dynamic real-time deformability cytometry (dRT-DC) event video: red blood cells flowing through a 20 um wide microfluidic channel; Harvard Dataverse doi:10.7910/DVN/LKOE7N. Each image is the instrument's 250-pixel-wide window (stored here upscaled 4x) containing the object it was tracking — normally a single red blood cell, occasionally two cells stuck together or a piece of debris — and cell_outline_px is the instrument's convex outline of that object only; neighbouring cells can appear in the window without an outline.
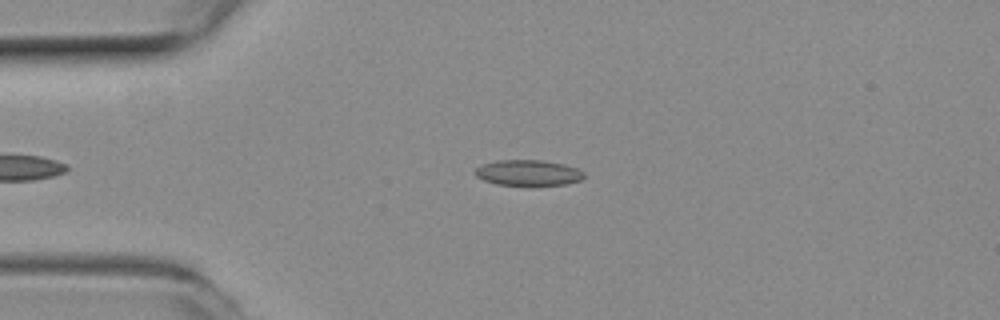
{"species": "common noctule bat (a hibernating species)", "species_latin": "Nyctalus noctula", "temperature_condition": "room temperature", "stored_images_in_passage": 39, "camera_frame_rate_fps": 3000, "um_per_image_px": 0.085, "animal": {"sex": "female", "body_mass_g": 19.3, "forearm_length_mm": 54.1}, "frame": {"image": 1, "passage_image": 4, "time_ms": 1.0, "image_size_px": [1000, 320], "cell_outline_px": [[584, 176], [580, 180], [564, 184], [532, 188], [496, 184], [484, 180], [476, 176], [472, 172], [480, 164], [496, 160], [544, 160], [564, 164], [576, 168], [584, 172]], "centroid_in_image_um": [44.86, 14.72], "position_along_channel_um": 40.1, "area_um2": 17.11}}
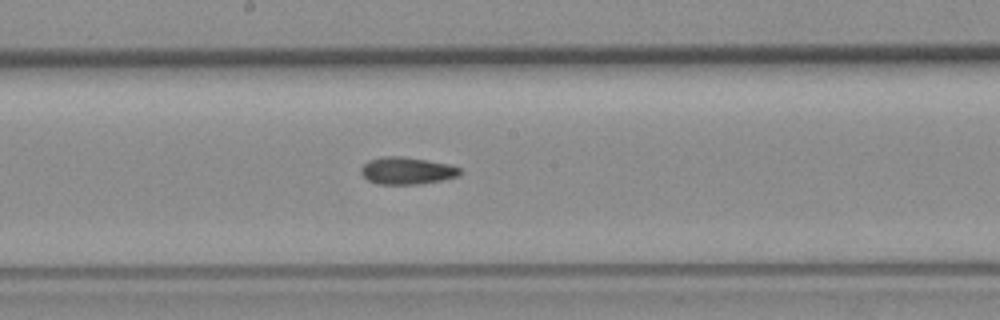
{"frame": {"image": 2, "passage_image": 19, "time_ms": 6.0, "image_size_px": [1000, 320], "cell_outline_px": [[460, 176], [420, 184], [376, 184], [368, 180], [360, 172], [360, 168], [368, 160], [384, 156], [400, 156], [448, 164], [460, 168]], "centroid_in_image_um": [34.55, 14.51], "position_along_channel_um": 213.7, "area_um2": 15.55}}
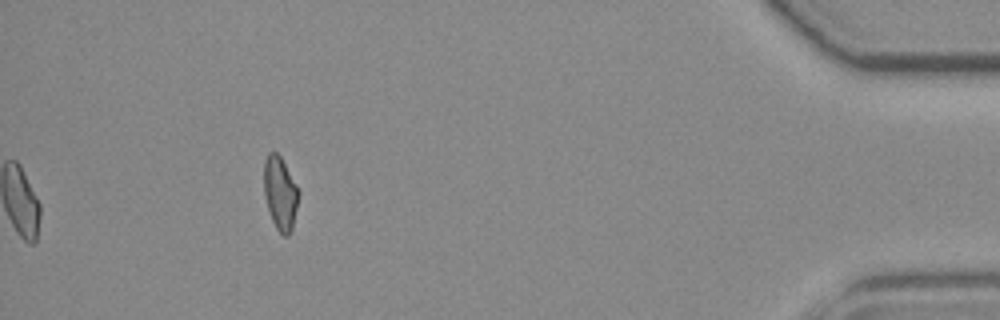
{"frame": {"image": 3, "passage_image": 39, "time_ms": 12.667, "image_size_px": [1000, 320], "cell_outline_px": [[300, 192], [292, 228], [288, 236], [284, 236], [276, 228], [272, 220], [264, 196], [264, 160], [268, 152], [276, 152], [280, 156], [300, 188]], "centroid_in_image_um": [23.83, 16.39], "position_along_channel_um": 411.4, "area_um2": 14.97}, "authors_computed_cell_mechanics": {"area_um2": 15.7794, "velocity_mm_per_s": 3.9538, "shape_relaxation_time_tau1_ms": null, "shape_relaxation_time_tau2_ms": 4.9822, "deformation_change_tau1": null, "deformation_change_tau2": 0.1137}}